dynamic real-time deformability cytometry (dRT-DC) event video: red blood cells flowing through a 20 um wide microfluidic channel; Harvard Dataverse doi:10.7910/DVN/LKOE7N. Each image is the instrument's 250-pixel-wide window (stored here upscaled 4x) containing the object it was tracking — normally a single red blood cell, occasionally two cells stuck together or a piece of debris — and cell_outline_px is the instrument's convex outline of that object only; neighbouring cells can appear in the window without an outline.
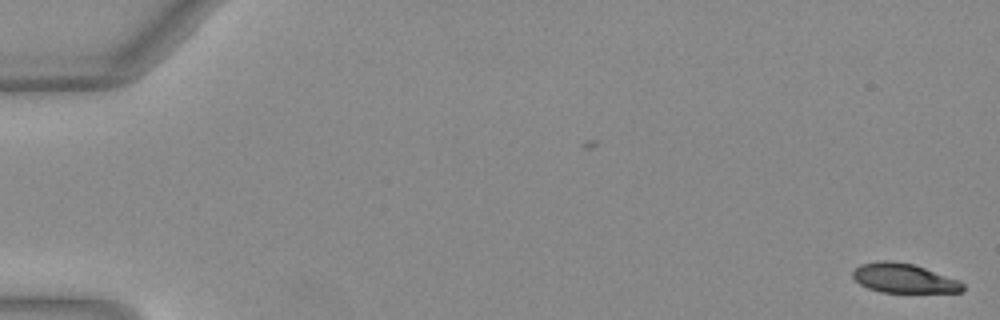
{"species": "Egyptian fruit bat (a non-hibernating species)", "species_latin": "Rousettus aegyptiacus", "temperature_condition": "warm", "stored_images_in_passage": 4, "camera_frame_rate_fps": 3000, "um_per_image_px": 0.085, "animal": {"sex": "female"}, "frame": {"image": 1, "passage_image": 4, "time_ms": 1.0, "image_size_px": [1000, 320], "cell_outline_px": [[964, 288], [960, 292], [880, 292], [868, 288], [860, 284], [852, 276], [852, 272], [860, 264], [880, 260], [892, 260], [912, 264], [960, 280], [964, 284]], "centroid_in_image_um": [76.81, 23.64], "position_along_channel_um": 8.2, "area_um2": 18.79}}